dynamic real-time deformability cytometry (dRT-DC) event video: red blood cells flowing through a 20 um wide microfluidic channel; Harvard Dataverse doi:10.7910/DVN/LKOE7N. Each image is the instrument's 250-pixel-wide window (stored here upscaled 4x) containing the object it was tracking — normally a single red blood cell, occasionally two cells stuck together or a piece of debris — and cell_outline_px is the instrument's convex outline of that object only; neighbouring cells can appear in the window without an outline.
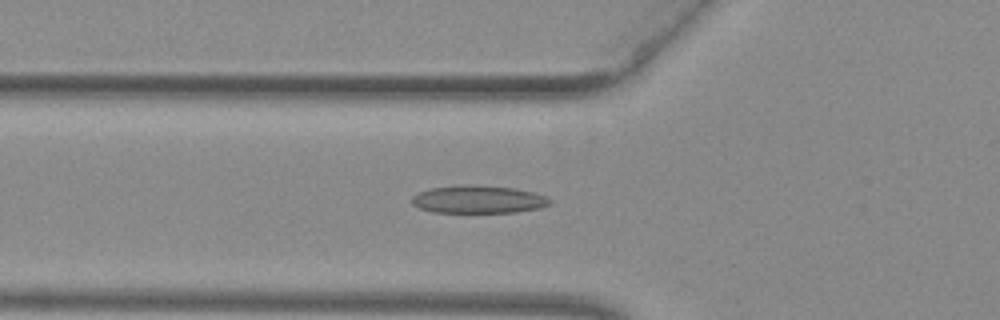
{"species": "common noctule bat (a hibernating species)", "species_latin": "Nyctalus noctula", "temperature_condition": "warm", "stored_images_in_passage": 53, "camera_frame_rate_fps": 3000, "um_per_image_px": 0.085, "animal": {"sex": "female", "body_mass_g": 29.2, "forearm_length_mm": 56.3}, "frame": {"image": 1, "passage_image": 20, "time_ms": 6.333, "image_size_px": [1000, 320], "cell_outline_px": [[552, 200], [548, 204], [540, 208], [516, 212], [432, 212], [420, 208], [412, 204], [412, 196], [428, 188], [464, 184], [468, 184], [512, 188], [532, 192], [544, 196]], "centroid_in_image_um": [40.61, 16.94], "position_along_channel_um": 85.2, "area_um2": 22.2}}
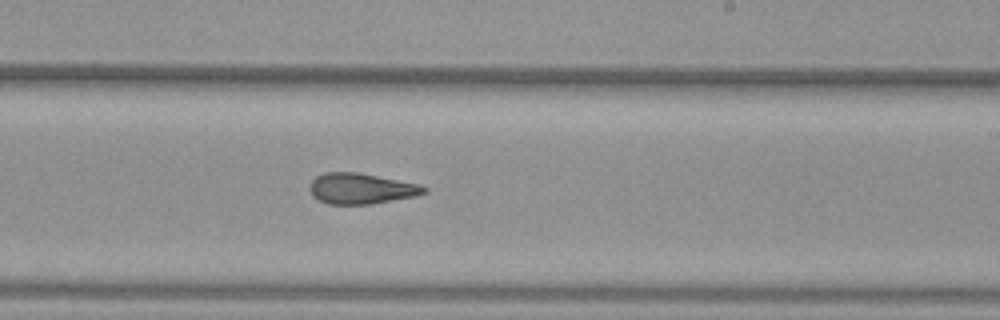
{"frame": {"image": 2, "passage_image": 33, "time_ms": 10.667, "image_size_px": [1000, 320], "cell_outline_px": [[428, 192], [416, 196], [372, 204], [328, 204], [312, 196], [308, 188], [308, 184], [316, 176], [324, 172], [356, 172], [420, 184], [428, 188]], "centroid_in_image_um": [30.68, 16.03], "position_along_channel_um": 258.3, "area_um2": 20.63}}
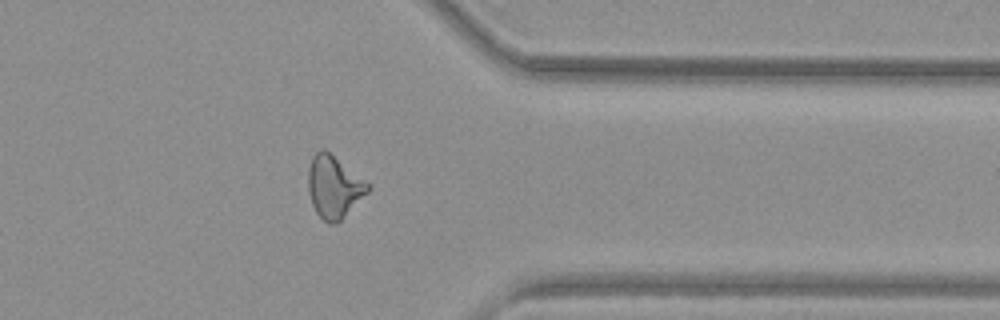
{"frame": {"image": 3, "passage_image": 43, "time_ms": 14.0, "image_size_px": [1000, 320], "cell_outline_px": [[372, 188], [336, 224], [328, 224], [316, 212], [312, 204], [308, 192], [308, 172], [312, 156], [320, 148], [324, 148], [372, 184]], "centroid_in_image_um": [28.4, 15.86], "position_along_channel_um": 383.0, "area_um2": 21.79}, "authors_computed_cell_mechanics": {"area_um2": 21.3282, "velocity_mm_per_s": 3.9891, "shape_relaxation_time_tau1_ms": null, "shape_relaxation_time_tau2_ms": 2.1545, "deformation_change_tau1": null, "deformation_change_tau2": 0.0949}}